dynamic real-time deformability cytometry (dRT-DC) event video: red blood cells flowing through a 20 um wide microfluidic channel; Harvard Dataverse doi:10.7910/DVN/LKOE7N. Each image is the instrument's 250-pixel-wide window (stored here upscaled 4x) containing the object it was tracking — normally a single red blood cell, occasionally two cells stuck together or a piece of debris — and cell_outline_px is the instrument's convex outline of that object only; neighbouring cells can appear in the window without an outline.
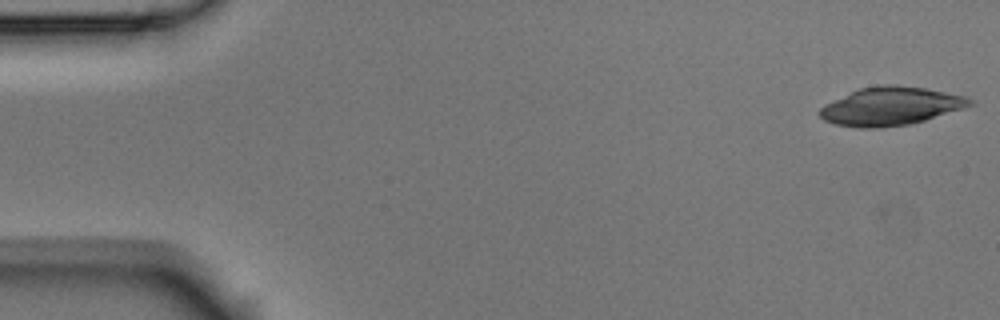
{"species": "Egyptian fruit bat (a non-hibernating species)", "species_latin": "Rousettus aegyptiacus", "temperature_condition": "room temperature", "stored_images_in_passage": 5, "camera_frame_rate_fps": 3000, "um_per_image_px": 0.085, "animal": {"sex": "male"}, "frame": {"image": 1, "passage_image": 1, "time_ms": 0.0, "image_size_px": [1000, 320], "cell_outline_px": [[976, 104], [964, 108], [924, 120], [908, 124], [880, 128], [856, 128], [836, 124], [824, 120], [820, 116], [820, 108], [824, 104], [860, 88], [880, 84], [896, 84], [924, 88], [968, 96]], "centroid_in_image_um": [75.73, 9.02], "position_along_channel_um": 9.3, "area_um2": 33.52}}